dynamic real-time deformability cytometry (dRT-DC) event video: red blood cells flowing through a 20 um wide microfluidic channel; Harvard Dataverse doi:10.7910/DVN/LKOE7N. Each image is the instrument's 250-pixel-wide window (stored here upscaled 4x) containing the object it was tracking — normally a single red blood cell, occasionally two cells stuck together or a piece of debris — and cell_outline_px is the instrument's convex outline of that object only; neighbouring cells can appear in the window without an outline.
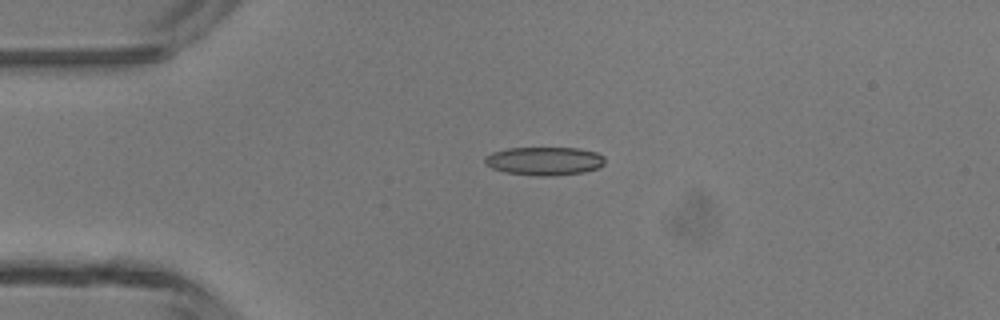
{"species": "common noctule bat (a hibernating species)", "species_latin": "Nyctalus noctula", "temperature_condition": "room temperature", "stored_images_in_passage": 5, "camera_frame_rate_fps": 3000, "um_per_image_px": 0.085, "animal": {"sex": "male", "body_mass_g": 13.3}, "frame": {"image": 1, "passage_image": 3, "time_ms": 2.0, "image_size_px": [1000, 320], "cell_outline_px": [[604, 164], [600, 168], [584, 172], [552, 176], [536, 176], [504, 172], [492, 168], [484, 164], [484, 156], [492, 152], [508, 148], [580, 148], [596, 152], [604, 156]], "centroid_in_image_um": [46.27, 13.69], "position_along_channel_um": 38.7, "area_um2": 20.11}}
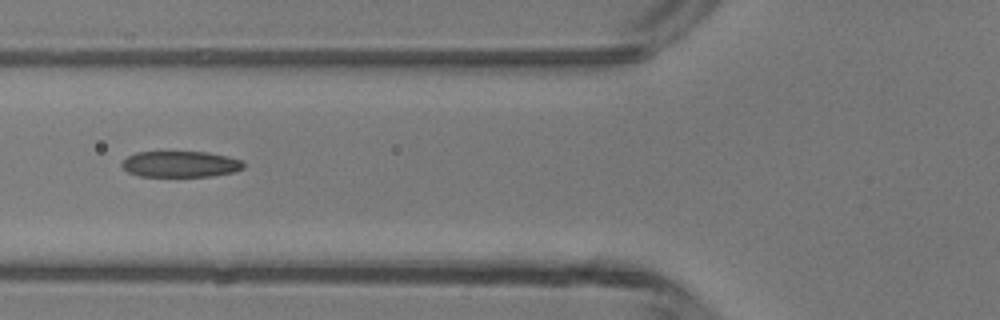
{"frame": {"image": 2, "passage_image": 5, "time_ms": 4.333, "image_size_px": [1000, 320], "cell_outline_px": [[244, 168], [232, 172], [212, 176], [140, 176], [128, 172], [120, 164], [128, 156], [136, 152], [208, 152], [228, 156], [240, 160], [244, 164]], "centroid_in_image_um": [15.33, 13.95], "position_along_channel_um": 110.5, "area_um2": 18.38}}